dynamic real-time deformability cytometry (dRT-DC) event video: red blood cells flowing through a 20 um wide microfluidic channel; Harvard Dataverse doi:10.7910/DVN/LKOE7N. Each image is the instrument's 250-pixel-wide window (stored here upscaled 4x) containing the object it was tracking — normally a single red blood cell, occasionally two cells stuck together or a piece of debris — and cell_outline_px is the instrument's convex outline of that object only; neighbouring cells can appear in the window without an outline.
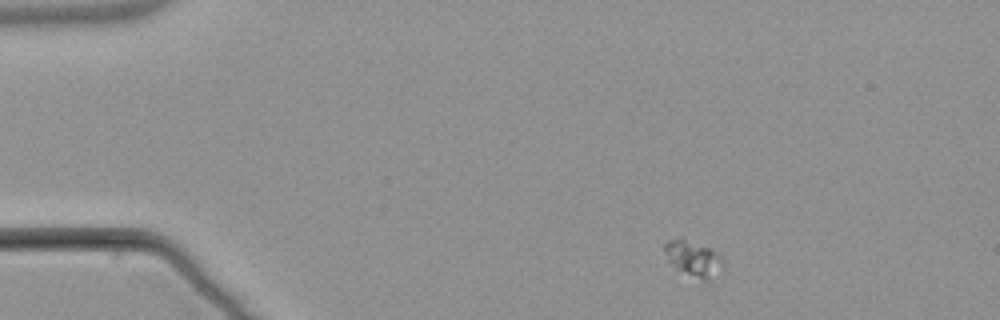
{"species": "common noctule bat (a hibernating species)", "species_latin": "Nyctalus noctula", "temperature_condition": "warm", "stored_images_in_passage": 3, "camera_frame_rate_fps": 3000, "um_per_image_px": 0.085, "animal": {"sex": "male", "body_mass_g": 21.5, "forearm_length_mm": 52.0}, "frame": {"image": 1, "passage_image": 1, "time_ms": 0.0, "image_size_px": [1000, 320], "cell_outline_px": [[724, 268], [704, 280], [676, 268], [668, 260], [664, 252], [664, 244], [668, 240], [680, 236], [708, 248], [716, 252], [724, 260]], "centroid_in_image_um": [58.91, 21.91], "position_along_channel_um": 26.1, "area_um2": 11.85}}